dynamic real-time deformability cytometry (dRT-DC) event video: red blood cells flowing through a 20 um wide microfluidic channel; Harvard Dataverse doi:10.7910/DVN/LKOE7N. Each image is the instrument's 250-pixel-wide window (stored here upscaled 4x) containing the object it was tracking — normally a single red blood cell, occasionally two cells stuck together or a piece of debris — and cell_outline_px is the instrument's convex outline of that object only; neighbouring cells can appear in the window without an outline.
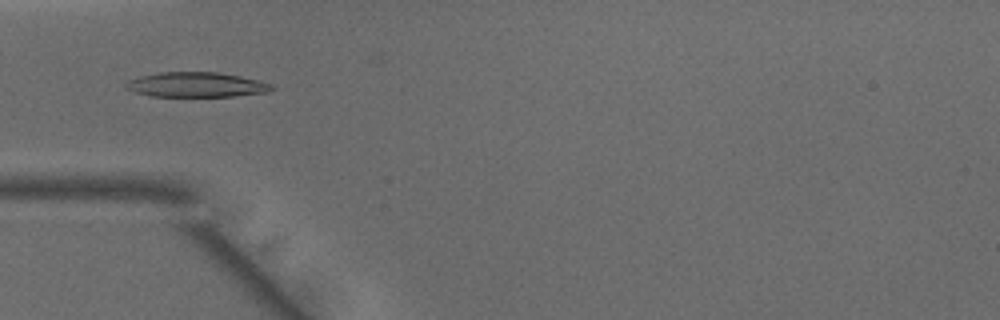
{"species": "common noctule bat (a hibernating species)", "species_latin": "Nyctalus noctula", "temperature_condition": "warm", "stored_images_in_passage": 33, "camera_frame_rate_fps": 3000, "um_per_image_px": 0.085, "animal": {"sex": "male", "body_mass_g": 15.6}, "frame": {"image": 1, "passage_image": 3, "time_ms": 0.667, "image_size_px": [1000, 320], "cell_outline_px": [[276, 88], [268, 92], [236, 96], [152, 96], [136, 92], [128, 88], [124, 84], [128, 80], [140, 76], [160, 72], [216, 72], [240, 76], [260, 80], [272, 84]], "centroid_in_image_um": [16.74, 7.19], "position_along_channel_um": 68.3, "area_um2": 21.1}}
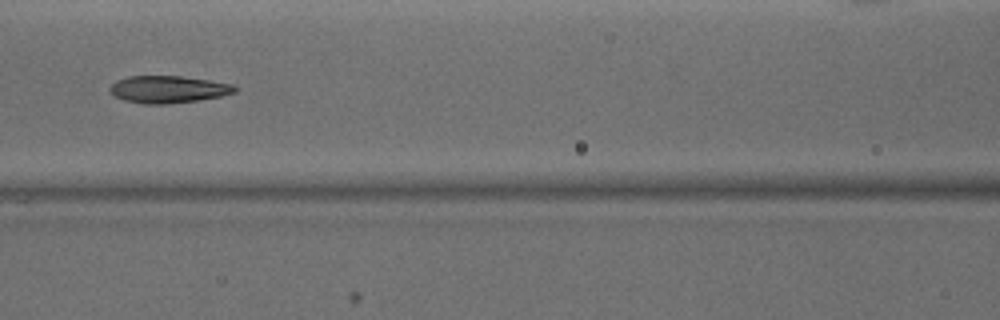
{"frame": {"image": 2, "passage_image": 9, "time_ms": 2.667, "image_size_px": [1000, 320], "cell_outline_px": [[240, 88], [236, 92], [220, 96], [196, 100], [164, 104], [144, 104], [124, 100], [108, 92], [108, 88], [116, 80], [128, 76], [180, 76], [208, 80], [232, 84]], "centroid_in_image_um": [14.27, 7.59], "position_along_channel_um": 152.3, "area_um2": 19.77}}
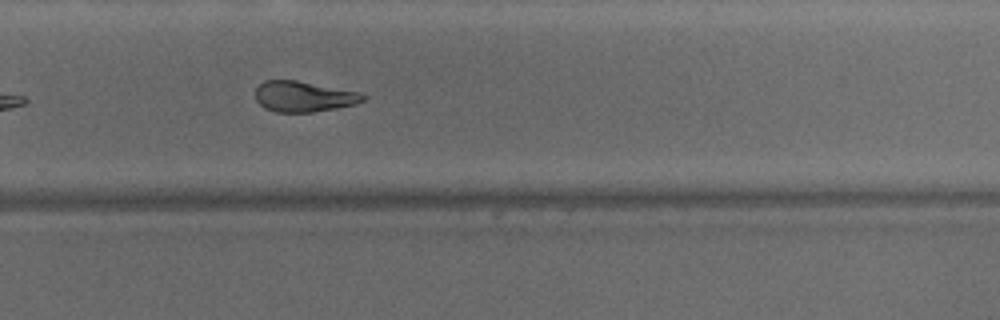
{"frame": {"image": 3, "passage_image": 20, "time_ms": 6.333, "image_size_px": [1000, 320], "cell_outline_px": [[368, 96], [364, 100], [356, 104], [336, 108], [312, 112], [276, 112], [264, 108], [256, 100], [256, 88], [264, 80], [296, 80], [360, 92]], "centroid_in_image_um": [25.82, 8.2], "position_along_channel_um": 304.0, "area_um2": 19.25}, "authors_computed_cell_mechanics": {"area_um2": 20.23, "velocity_mm_per_s": 4.1506, "shape_relaxation_time_tau1_ms": null, "shape_relaxation_time_tau2_ms": 1.0714, "deformation_change_tau1": null, "deformation_change_tau2": 0.0793}}